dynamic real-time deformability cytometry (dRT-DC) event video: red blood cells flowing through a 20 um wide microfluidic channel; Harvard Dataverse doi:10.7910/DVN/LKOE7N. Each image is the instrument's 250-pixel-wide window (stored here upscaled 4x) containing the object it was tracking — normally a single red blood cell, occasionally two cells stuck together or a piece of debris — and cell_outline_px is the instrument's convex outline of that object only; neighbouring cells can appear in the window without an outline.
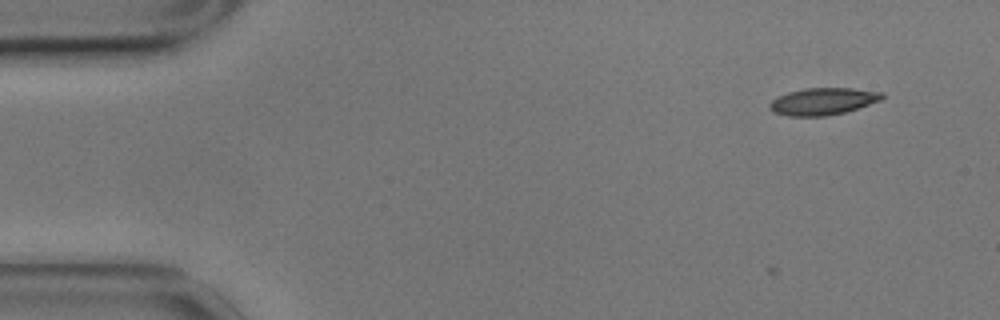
{"species": "common noctule bat (a hibernating species)", "species_latin": "Nyctalus noctula", "temperature_condition": "cold", "stored_images_in_passage": 4, "camera_frame_rate_fps": 3000, "um_per_image_px": 0.085, "animal": {"sex": "male", "body_mass_g": 17.9}, "frame": {"image": 1, "passage_image": 4, "time_ms": 1.0, "image_size_px": [1000, 320], "cell_outline_px": [[884, 96], [880, 100], [844, 112], [828, 116], [788, 116], [772, 112], [768, 104], [772, 100], [788, 92], [804, 88], [852, 88], [884, 92]], "centroid_in_image_um": [69.93, 8.61], "position_along_channel_um": 15.1, "area_um2": 17.63}}